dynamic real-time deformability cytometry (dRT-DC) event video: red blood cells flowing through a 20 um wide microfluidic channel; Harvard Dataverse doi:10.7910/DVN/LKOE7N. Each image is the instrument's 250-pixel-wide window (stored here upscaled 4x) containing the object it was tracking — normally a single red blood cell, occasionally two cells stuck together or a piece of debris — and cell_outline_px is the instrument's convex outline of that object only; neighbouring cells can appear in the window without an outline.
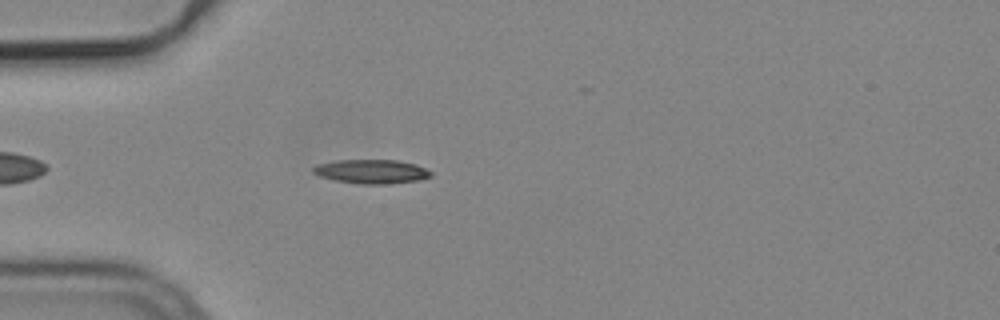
{"species": "common noctule bat (a hibernating species)", "species_latin": "Nyctalus noctula", "temperature_condition": "cold", "stored_images_in_passage": 43, "camera_frame_rate_fps": 3000, "um_per_image_px": 0.085, "animal": {"sex": "male", "body_mass_g": 19.2, "forearm_length_mm": 51.8}, "frame": {"image": 1, "passage_image": 7, "time_ms": 2.0, "image_size_px": [1000, 320], "cell_outline_px": [[432, 176], [420, 180], [392, 184], [364, 184], [336, 180], [320, 176], [312, 172], [312, 168], [316, 164], [336, 160], [396, 160], [416, 164], [432, 172]], "centroid_in_image_um": [31.59, 14.58], "position_along_channel_um": 53.4, "area_um2": 16.53}}
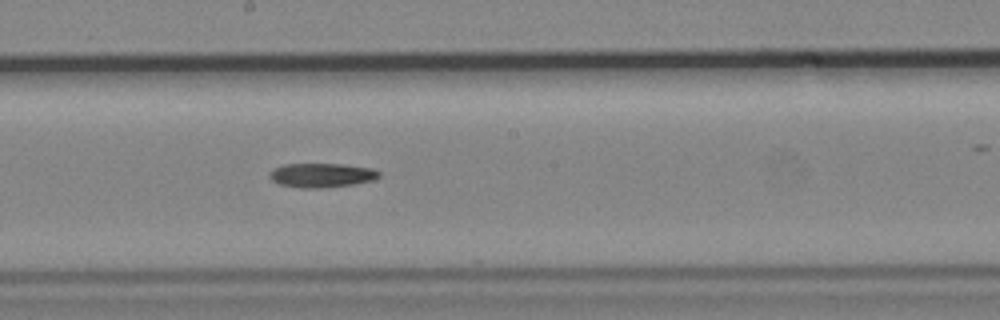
{"frame": {"image": 2, "passage_image": 21, "time_ms": 6.667, "image_size_px": [1000, 320], "cell_outline_px": [[380, 176], [376, 180], [352, 184], [320, 188], [300, 188], [280, 184], [272, 180], [268, 176], [268, 172], [272, 168], [284, 164], [344, 164], [372, 168], [380, 172]], "centroid_in_image_um": [27.32, 14.89], "position_along_channel_um": 220.9, "area_um2": 15.61}}
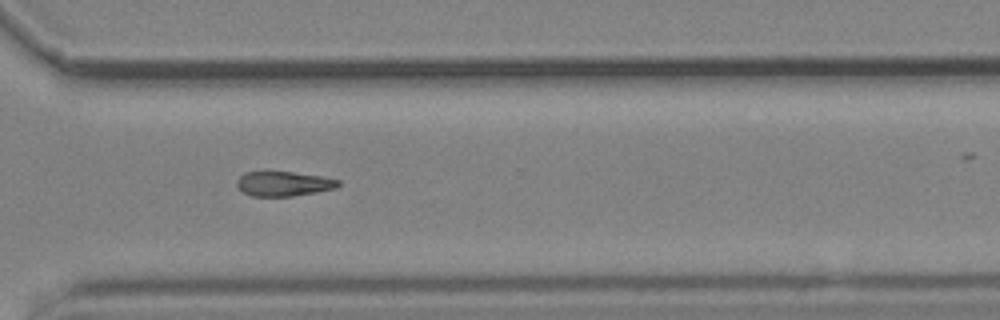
{"frame": {"image": 3, "passage_image": 31, "time_ms": 10.0, "image_size_px": [1000, 320], "cell_outline_px": [[340, 184], [336, 188], [316, 192], [292, 196], [252, 196], [244, 192], [236, 184], [236, 180], [244, 172], [292, 172], [324, 176], [340, 180]], "centroid_in_image_um": [24.13, 15.61], "position_along_channel_um": 346.5, "area_um2": 14.57}, "authors_computed_cell_mechanics": {"area_um2": 15.606, "velocity_mm_per_s": 3.7807, "shape_relaxation_time_tau1_ms": 10.5027, "shape_relaxation_time_tau2_ms": null, "deformation_change_tau1": 0.2022, "deformation_change_tau2": null}}